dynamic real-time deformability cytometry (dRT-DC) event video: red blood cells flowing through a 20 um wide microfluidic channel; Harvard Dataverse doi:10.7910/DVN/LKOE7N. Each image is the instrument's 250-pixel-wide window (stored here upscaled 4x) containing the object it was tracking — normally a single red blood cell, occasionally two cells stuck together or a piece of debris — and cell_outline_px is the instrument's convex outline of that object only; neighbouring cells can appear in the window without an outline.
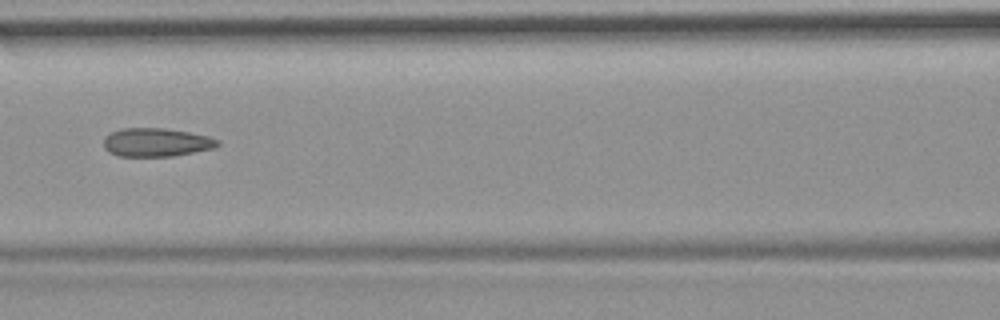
{"species": "common noctule bat (a hibernating species)", "species_latin": "Nyctalus noctula", "temperature_condition": "room temperature", "stored_images_in_passage": 54, "camera_frame_rate_fps": 3000, "um_per_image_px": 0.085, "animal": {"sex": "female", "body_mass_g": 19.9}, "frame": {"image": 1, "passage_image": 24, "time_ms": 7.667, "image_size_px": [1000, 320], "cell_outline_px": [[220, 144], [216, 148], [172, 156], [116, 156], [108, 152], [104, 148], [104, 136], [120, 128], [164, 128], [188, 132], [208, 136], [220, 140]], "centroid_in_image_um": [13.28, 12.1], "position_along_channel_um": 153.3, "area_um2": 19.07}, "authors_computed_cell_mechanics": {"area_um2": 19.363, "velocity_mm_per_s": 3.7274, "shape_relaxation_time_tau1_ms": null, "shape_relaxation_time_tau2_ms": 2.4296, "deformation_change_tau1": null, "deformation_change_tau2": 0.1015}}